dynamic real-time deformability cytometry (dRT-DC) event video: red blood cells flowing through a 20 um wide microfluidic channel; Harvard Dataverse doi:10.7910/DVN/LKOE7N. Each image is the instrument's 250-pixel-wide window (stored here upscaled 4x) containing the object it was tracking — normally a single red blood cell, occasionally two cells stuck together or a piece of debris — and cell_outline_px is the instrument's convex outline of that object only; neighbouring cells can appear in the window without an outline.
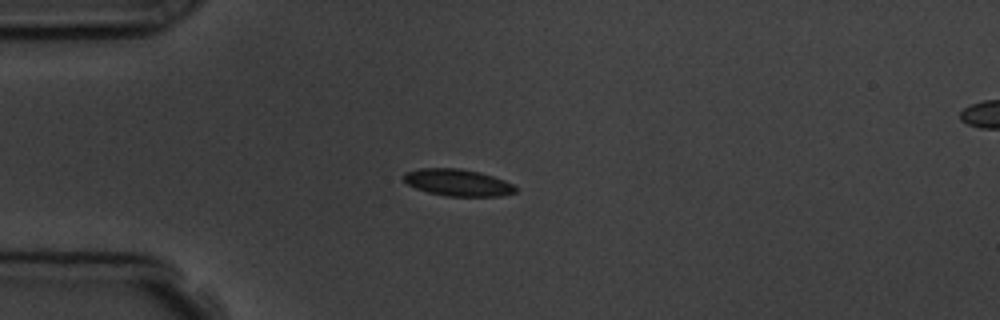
{"species": "common noctule bat (a hibernating species)", "species_latin": "Nyctalus noctula", "temperature_condition": "room temperature", "stored_images_in_passage": 9, "camera_frame_rate_fps": 3000, "um_per_image_px": 0.085, "animal": {"sex": "male", "body_mass_g": 19.5, "forearm_length_mm": 54.6}, "frame": {"image": 1, "passage_image": 4, "time_ms": 3.333, "image_size_px": [1000, 320], "cell_outline_px": [[516, 192], [500, 196], [444, 196], [428, 192], [416, 188], [408, 184], [400, 176], [404, 172], [420, 168], [460, 168], [480, 172], [504, 180], [512, 184], [516, 188]], "centroid_in_image_um": [38.86, 15.51], "position_along_channel_um": 46.1, "area_um2": 17.57}}